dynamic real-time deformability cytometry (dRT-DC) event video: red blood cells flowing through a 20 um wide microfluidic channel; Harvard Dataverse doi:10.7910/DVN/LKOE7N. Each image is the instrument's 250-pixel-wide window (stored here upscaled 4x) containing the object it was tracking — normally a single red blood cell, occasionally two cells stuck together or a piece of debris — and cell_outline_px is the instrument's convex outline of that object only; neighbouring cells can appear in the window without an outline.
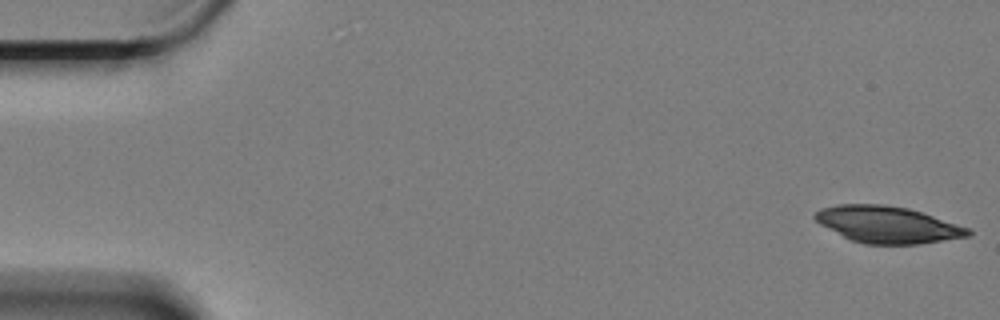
{"species": "Egyptian fruit bat (a non-hibernating species)", "species_latin": "Rousettus aegyptiacus", "temperature_condition": "cold", "stored_images_in_passage": 60, "camera_frame_rate_fps": 3000, "um_per_image_px": 0.085, "animal": {"sex": "female"}, "frame": {"image": 1, "passage_image": 1, "time_ms": 0.0, "image_size_px": [1000, 320], "cell_outline_px": [[972, 232], [968, 236], [920, 244], [864, 244], [852, 240], [820, 224], [812, 216], [820, 208], [836, 204], [880, 204], [908, 208], [972, 228]], "centroid_in_image_um": [75.45, 19.08], "position_along_channel_um": 9.5, "area_um2": 32.66}}
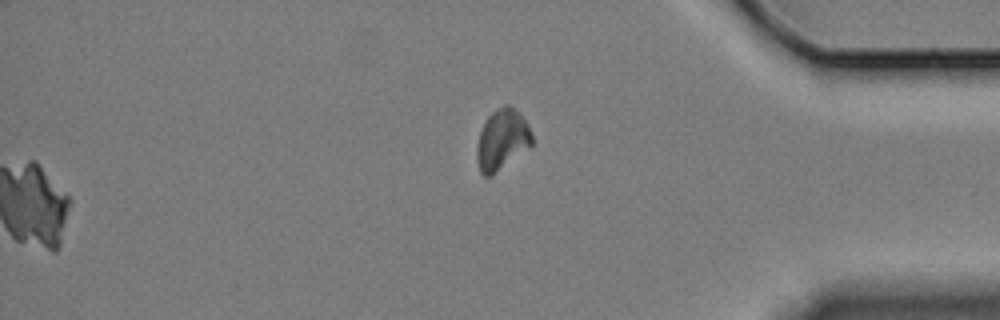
{"frame": {"image": 2, "passage_image": 60, "time_ms": 19.667, "image_size_px": [1000, 320], "cell_outline_px": [[532, 144], [492, 176], [484, 176], [480, 172], [476, 160], [476, 148], [480, 132], [488, 116], [492, 112], [504, 104], [508, 104], [520, 112], [532, 136]], "centroid_in_image_um": [42.64, 11.88], "position_along_channel_um": 392.6, "area_um2": 19.25}}